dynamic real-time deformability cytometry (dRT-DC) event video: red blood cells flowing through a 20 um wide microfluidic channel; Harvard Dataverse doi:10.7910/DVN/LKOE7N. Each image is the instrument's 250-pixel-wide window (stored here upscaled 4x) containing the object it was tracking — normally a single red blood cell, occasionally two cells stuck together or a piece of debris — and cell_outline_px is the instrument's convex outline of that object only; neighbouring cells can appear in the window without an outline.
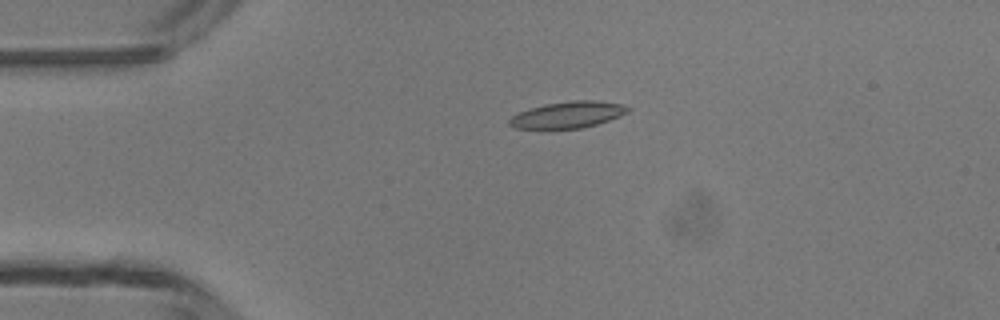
{"species": "common noctule bat (a hibernating species)", "species_latin": "Nyctalus noctula", "temperature_condition": "room temperature", "stored_images_in_passage": 7, "camera_frame_rate_fps": 3000, "um_per_image_px": 0.085, "animal": {"sex": "male", "body_mass_g": 13.3}, "frame": {"image": 1, "passage_image": 4, "time_ms": 3.333, "image_size_px": [1000, 320], "cell_outline_px": [[632, 108], [628, 112], [620, 116], [584, 128], [516, 128], [508, 124], [508, 120], [512, 116], [520, 112], [544, 104], [572, 100], [596, 100], [624, 104]], "centroid_in_image_um": [48.32, 9.74], "position_along_channel_um": 36.7, "area_um2": 18.21}}
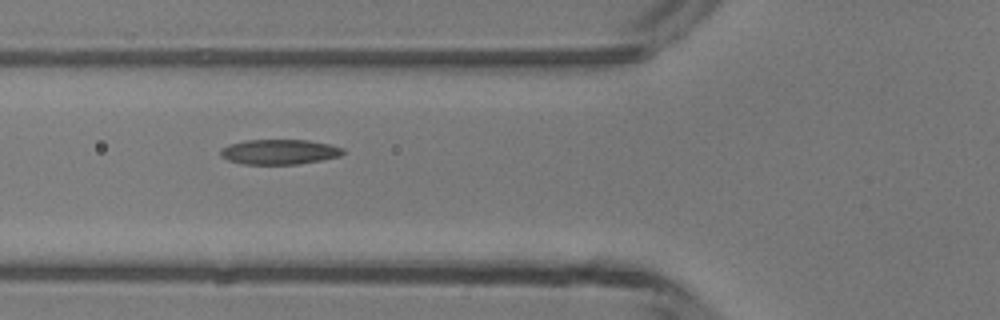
{"frame": {"image": 2, "passage_image": 6, "time_ms": 5.667, "image_size_px": [1000, 320], "cell_outline_px": [[344, 152], [340, 156], [320, 160], [296, 164], [244, 164], [228, 160], [220, 156], [220, 148], [228, 144], [244, 140], [308, 140], [328, 144], [344, 148]], "centroid_in_image_um": [23.7, 12.9], "position_along_channel_um": 102.1, "area_um2": 17.86}}
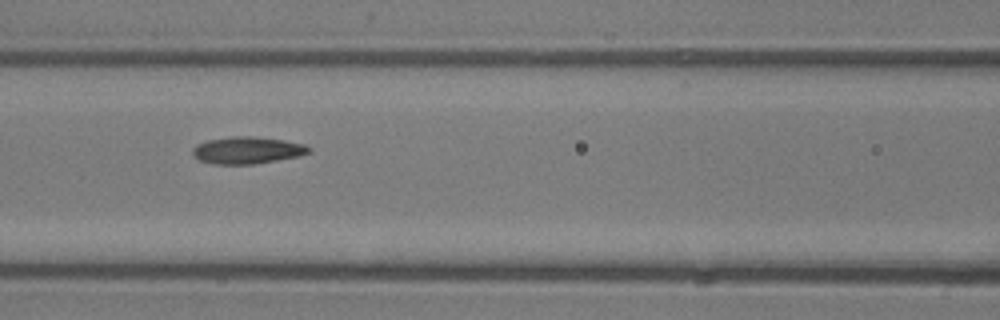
{"frame": {"image": 3, "passage_image": 7, "time_ms": 6.667, "image_size_px": [1000, 320], "cell_outline_px": [[312, 152], [300, 156], [256, 164], [212, 164], [200, 160], [192, 156], [192, 148], [196, 144], [208, 140], [232, 136], [256, 136], [284, 140], [304, 144], [312, 148]], "centroid_in_image_um": [21.03, 12.77], "position_along_channel_um": 145.6, "area_um2": 18.61}}